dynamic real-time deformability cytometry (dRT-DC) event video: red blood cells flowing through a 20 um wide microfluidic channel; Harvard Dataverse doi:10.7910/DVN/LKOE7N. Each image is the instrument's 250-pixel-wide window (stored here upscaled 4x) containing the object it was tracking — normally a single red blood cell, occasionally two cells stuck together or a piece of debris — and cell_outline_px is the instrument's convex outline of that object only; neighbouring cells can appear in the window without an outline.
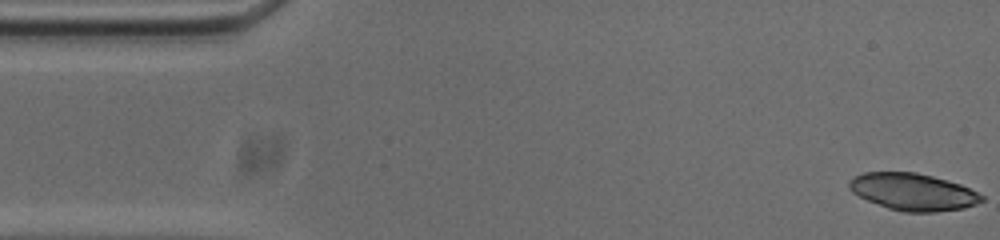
{"species": "common noctule bat (a hibernating species)", "species_latin": "Nyctalus noctula", "temperature_condition": "cold", "stored_images_in_passage": 53, "camera_frame_rate_fps": 3000, "um_per_image_px": 0.085, "animal": {"sex": "male", "body_mass_g": 20.0, "forearm_length_mm": 53.3}, "frame": {"image": 1, "passage_image": 1, "time_ms": 0.0, "image_size_px": [1000, 240], "cell_outline_px": [[984, 200], [976, 204], [964, 208], [936, 212], [904, 212], [888, 208], [868, 200], [852, 192], [848, 188], [848, 184], [856, 176], [864, 172], [916, 172], [932, 176], [960, 184], [984, 196]], "centroid_in_image_um": [77.62, 16.31], "position_along_channel_um": 7.4, "area_um2": 28.38}, "authors_computed_cell_mechanics": {"area_um2": 29.4202, "velocity_mm_per_s": 3.7271, "shape_relaxation_time_tau1_ms": 1.5907, "shape_relaxation_time_tau2_ms": 2.9196, "deformation_change_tau1": 0.3019, "deformation_change_tau2": 0.0871}}